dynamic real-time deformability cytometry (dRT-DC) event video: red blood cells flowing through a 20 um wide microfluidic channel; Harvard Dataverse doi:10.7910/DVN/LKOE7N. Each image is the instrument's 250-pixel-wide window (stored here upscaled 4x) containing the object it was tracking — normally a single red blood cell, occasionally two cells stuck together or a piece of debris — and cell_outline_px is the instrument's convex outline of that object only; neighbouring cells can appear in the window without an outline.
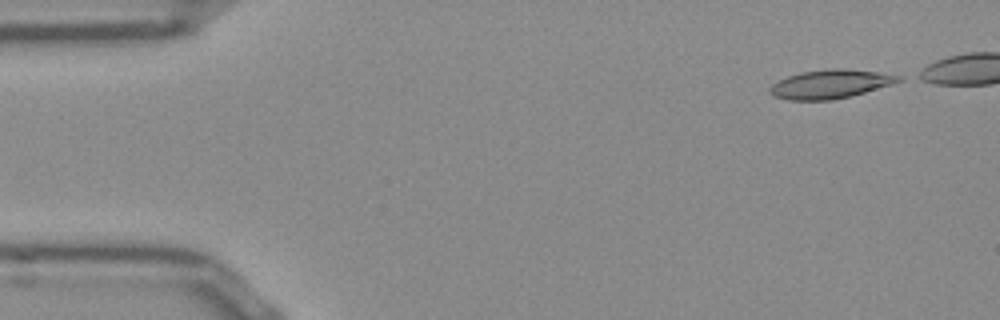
{"species": "Egyptian fruit bat (a non-hibernating species)", "species_latin": "Rousettus aegyptiacus", "temperature_condition": "room temperature", "stored_images_in_passage": 11, "camera_frame_rate_fps": 3000, "um_per_image_px": 0.085, "frame": {"image": 1, "passage_image": 1, "time_ms": 0.0, "image_size_px": [1000, 320], "cell_outline_px": [[904, 80], [892, 84], [864, 92], [832, 100], [788, 100], [772, 96], [768, 92], [768, 88], [776, 80], [800, 72], [828, 68], [844, 68], [880, 72], [904, 76]], "centroid_in_image_um": [70.55, 7.13], "position_along_channel_um": 14.4, "area_um2": 21.85}}